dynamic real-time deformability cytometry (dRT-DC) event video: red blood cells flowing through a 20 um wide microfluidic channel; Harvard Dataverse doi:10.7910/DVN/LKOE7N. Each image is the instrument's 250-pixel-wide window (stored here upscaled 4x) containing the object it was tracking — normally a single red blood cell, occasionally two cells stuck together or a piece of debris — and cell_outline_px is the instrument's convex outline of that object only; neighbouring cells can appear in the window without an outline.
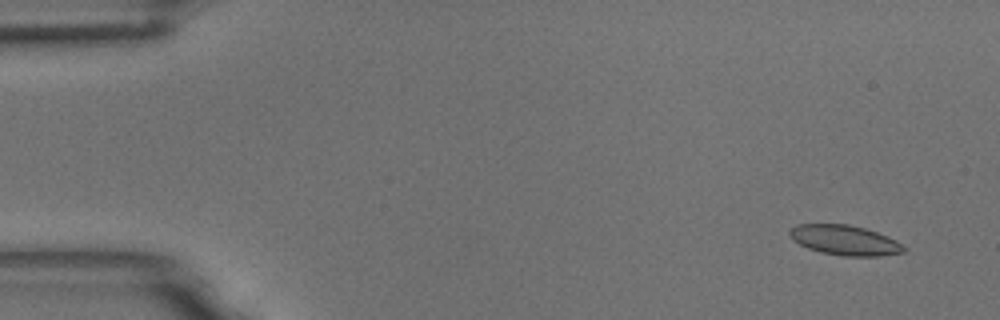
{"species": "common noctule bat (a hibernating species)", "species_latin": "Nyctalus noctula", "temperature_condition": "room temperature", "stored_images_in_passage": 5, "camera_frame_rate_fps": 3000, "um_per_image_px": 0.085, "animal": {"sex": "male", "body_mass_g": 18.8}, "frame": {"image": 1, "passage_image": 1, "time_ms": 0.0, "image_size_px": [1000, 320], "cell_outline_px": [[908, 248], [904, 252], [880, 256], [840, 256], [820, 252], [808, 248], [792, 240], [788, 236], [788, 232], [796, 224], [848, 224], [864, 228], [888, 236], [896, 240]], "centroid_in_image_um": [71.8, 20.42], "position_along_channel_um": 13.2, "area_um2": 20.11}}
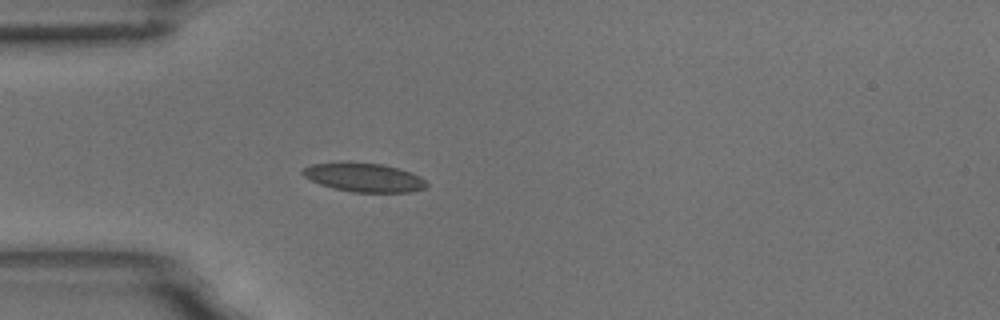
{"frame": {"image": 2, "passage_image": 5, "time_ms": 1.333, "image_size_px": [1000, 320], "cell_outline_px": [[428, 184], [424, 188], [412, 192], [352, 192], [320, 184], [304, 176], [300, 172], [304, 168], [312, 164], [344, 160], [348, 160], [384, 164], [400, 168], [412, 172], [420, 176]], "centroid_in_image_um": [30.94, 15.04], "position_along_channel_um": 54.1, "area_um2": 21.27}}